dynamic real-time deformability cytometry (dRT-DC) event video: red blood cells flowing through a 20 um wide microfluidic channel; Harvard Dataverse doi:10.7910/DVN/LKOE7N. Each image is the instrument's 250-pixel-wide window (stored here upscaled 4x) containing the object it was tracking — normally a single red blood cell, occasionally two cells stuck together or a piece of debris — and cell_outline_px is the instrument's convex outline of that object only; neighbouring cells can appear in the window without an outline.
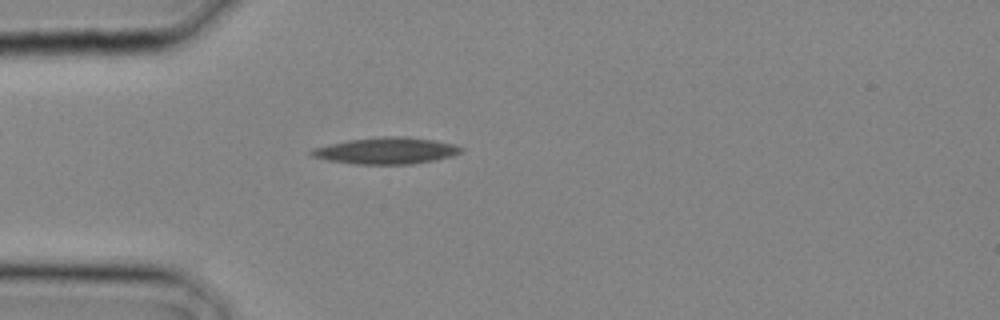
{"species": "common noctule bat (a hibernating species)", "species_latin": "Nyctalus noctula", "temperature_condition": "cold", "stored_images_in_passage": 1, "camera_frame_rate_fps": 3000, "um_per_image_px": 0.085, "animal": {"sex": "male", "body_mass_g": 20.4}, "frame": {"image": 1, "passage_image": 1, "time_ms": 0.0, "image_size_px": [1000, 320], "cell_outline_px": [[464, 148], [460, 152], [452, 156], [436, 160], [412, 164], [356, 164], [328, 160], [312, 156], [308, 152], [312, 148], [328, 144], [348, 140], [380, 136], [404, 136], [436, 140], [452, 144]], "centroid_in_image_um": [32.82, 12.8], "position_along_channel_um": 52.2, "area_um2": 23.24}}